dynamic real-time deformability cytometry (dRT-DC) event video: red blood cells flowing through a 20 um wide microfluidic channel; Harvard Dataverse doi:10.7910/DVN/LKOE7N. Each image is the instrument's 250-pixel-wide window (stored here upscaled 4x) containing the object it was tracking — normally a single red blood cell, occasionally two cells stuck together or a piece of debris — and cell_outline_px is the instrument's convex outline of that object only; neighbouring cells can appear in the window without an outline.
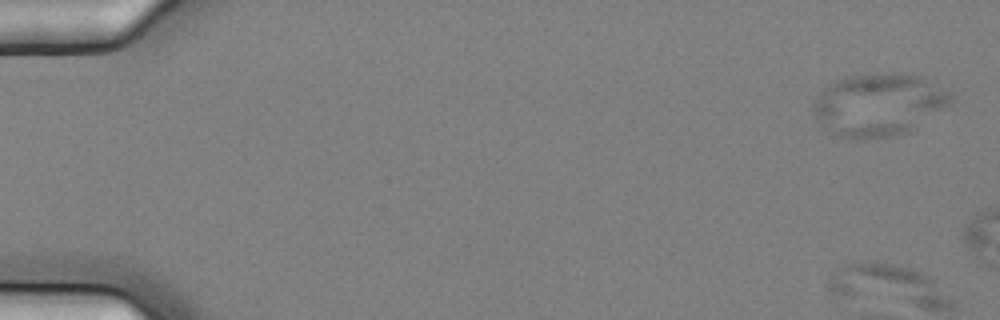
{"species": "common noctule bat (a hibernating species)", "species_latin": "Nyctalus noctula", "temperature_condition": "cold", "stored_images_in_passage": 7, "camera_frame_rate_fps": 3000, "um_per_image_px": 0.085, "animal": {"sex": "female", "body_mass_g": 25.1}, "frame": {"image": 1, "passage_image": 1, "time_ms": 0.0, "image_size_px": [1000, 320], "cell_outline_px": [[956, 100], [952, 104], [916, 128], [908, 132], [888, 136], [864, 140], [856, 140], [832, 136], [812, 112], [812, 104], [816, 96], [832, 80], [844, 76], [884, 72], [908, 72], [924, 76], [952, 92]], "centroid_in_image_um": [74.72, 8.87], "position_along_channel_um": 10.3, "area_um2": 51.85}}
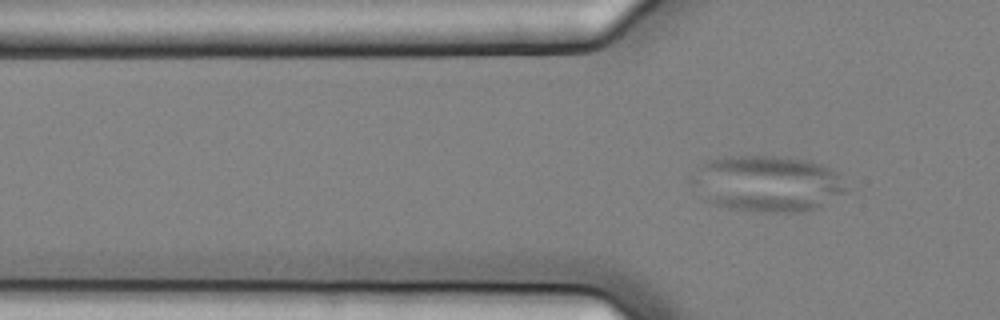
{"frame": {"image": 2, "passage_image": 7, "time_ms": 2.0, "image_size_px": [1000, 320], "cell_outline_px": [[848, 192], [816, 208], [800, 212], [764, 212], [728, 208], [704, 200], [688, 180], [708, 160], [716, 156], [772, 156], [812, 160], [828, 168], [848, 188]], "centroid_in_image_um": [65.17, 15.61], "position_along_channel_um": 60.6, "area_um2": 50.46}}